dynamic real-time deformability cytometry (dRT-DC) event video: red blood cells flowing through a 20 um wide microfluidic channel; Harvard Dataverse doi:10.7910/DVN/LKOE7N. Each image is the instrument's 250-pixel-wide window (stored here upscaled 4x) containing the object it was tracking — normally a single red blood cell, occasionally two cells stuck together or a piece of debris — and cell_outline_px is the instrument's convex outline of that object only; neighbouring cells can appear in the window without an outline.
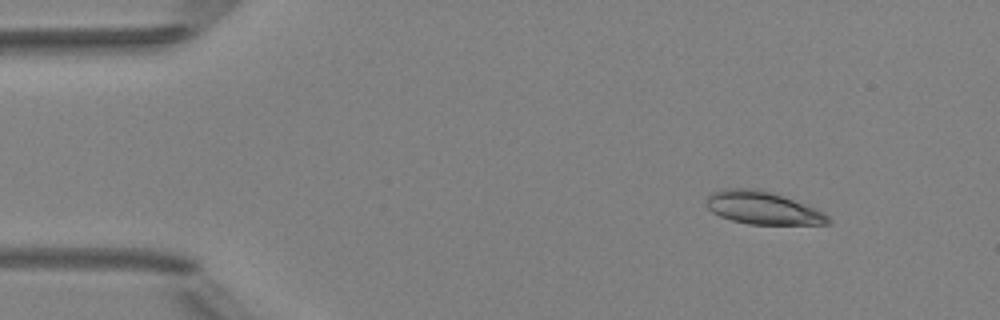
{"species": "Egyptian fruit bat (a non-hibernating species)", "species_latin": "Rousettus aegyptiacus", "temperature_condition": "room temperature", "stored_images_in_passage": 5, "camera_frame_rate_fps": 3000, "um_per_image_px": 0.085, "animal": {"sex": "female"}, "frame": {"image": 1, "passage_image": 2, "time_ms": 1.0, "image_size_px": [1000, 320], "cell_outline_px": [[832, 224], [748, 224], [732, 220], [720, 216], [712, 212], [704, 204], [708, 196], [724, 188], [756, 188], [808, 204], [824, 212], [832, 220]], "centroid_in_image_um": [64.86, 17.68], "position_along_channel_um": 20.1, "area_um2": 23.29}}
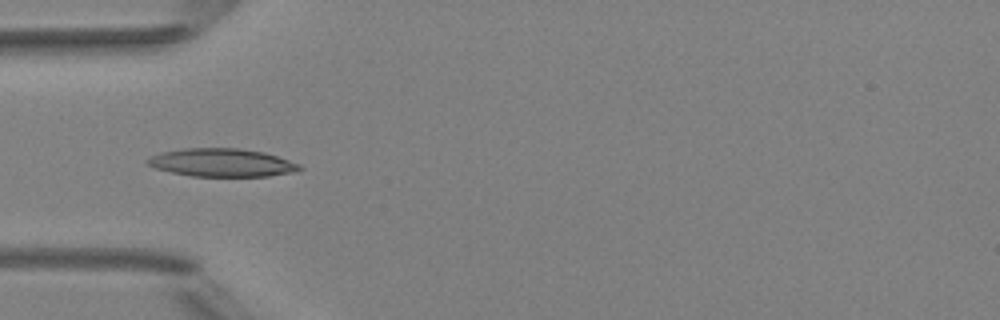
{"frame": {"image": 2, "passage_image": 5, "time_ms": 4.333, "image_size_px": [1000, 320], "cell_outline_px": [[304, 168], [296, 172], [268, 176], [192, 176], [172, 172], [156, 168], [148, 164], [144, 160], [160, 152], [184, 148], [240, 148], [264, 152], [300, 164]], "centroid_in_image_um": [18.88, 13.82], "position_along_channel_um": 66.1, "area_um2": 24.91}}